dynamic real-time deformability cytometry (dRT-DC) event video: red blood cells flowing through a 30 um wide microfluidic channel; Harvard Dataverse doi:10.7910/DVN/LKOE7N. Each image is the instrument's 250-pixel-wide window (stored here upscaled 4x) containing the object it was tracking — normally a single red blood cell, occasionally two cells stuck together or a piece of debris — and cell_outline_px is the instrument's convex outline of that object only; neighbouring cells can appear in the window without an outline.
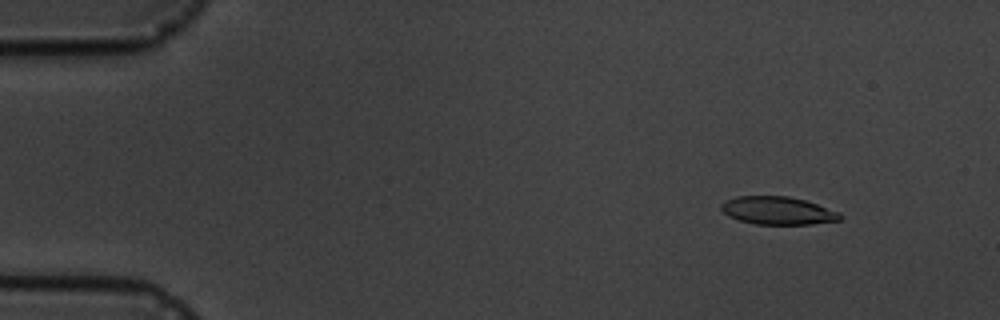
{"species": "common noctule bat (a hibernating species)", "species_latin": "Nyctalus noctula", "temperature_condition": "cold", "stored_images_in_passage": 9, "camera_frame_rate_fps": 3000, "um_per_image_px": 0.085, "animal": {"sex": "male", "body_mass_g": 19.5, "forearm_length_mm": 54.6}, "frame": {"image": 1, "passage_image": 2, "time_ms": 1.0, "image_size_px": [1000, 320], "cell_outline_px": [[844, 216], [840, 220], [812, 224], [756, 224], [740, 220], [728, 216], [720, 208], [720, 204], [724, 200], [736, 196], [788, 196], [804, 200], [840, 212]], "centroid_in_image_um": [66.1, 17.9], "position_along_channel_um": 18.9, "area_um2": 19.36}}
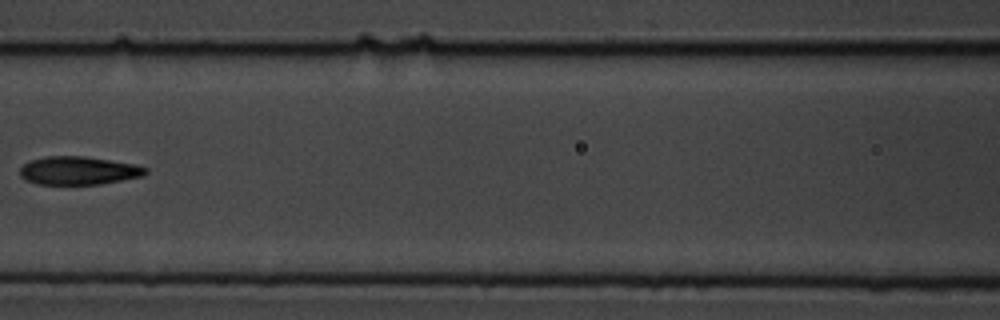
{"frame": {"image": 2, "passage_image": 7, "time_ms": 7.667, "image_size_px": [1000, 320], "cell_outline_px": [[148, 172], [144, 176], [100, 184], [36, 184], [24, 180], [20, 176], [20, 168], [24, 164], [32, 160], [48, 156], [84, 156], [112, 160], [136, 164], [148, 168]], "centroid_in_image_um": [6.7, 14.5], "position_along_channel_um": 159.9, "area_um2": 20.81}}
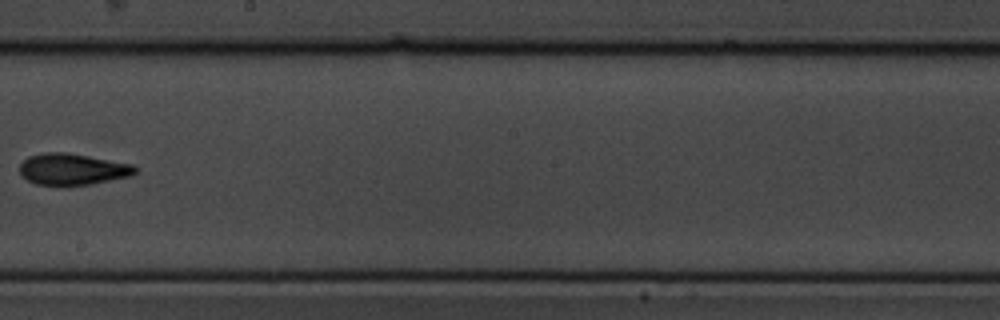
{"frame": {"image": 3, "passage_image": 9, "time_ms": 10.0, "image_size_px": [1000, 320], "cell_outline_px": [[136, 172], [132, 176], [92, 184], [60, 188], [36, 184], [20, 176], [20, 164], [28, 156], [44, 152], [64, 152], [88, 156], [132, 164], [136, 168]], "centroid_in_image_um": [6.12, 14.42], "position_along_channel_um": 242.1, "area_um2": 21.73}}